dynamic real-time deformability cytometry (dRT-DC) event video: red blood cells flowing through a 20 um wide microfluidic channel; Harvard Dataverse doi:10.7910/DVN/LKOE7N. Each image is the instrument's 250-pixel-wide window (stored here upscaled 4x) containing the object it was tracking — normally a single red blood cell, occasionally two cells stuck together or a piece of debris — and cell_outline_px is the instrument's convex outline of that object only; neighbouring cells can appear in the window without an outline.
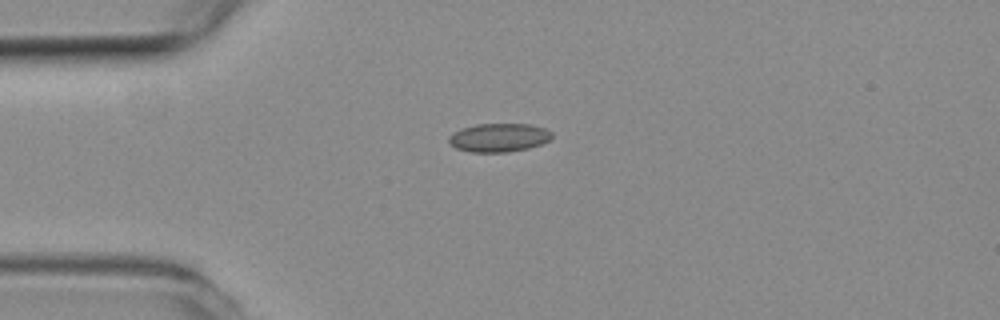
{"species": "common noctule bat (a hibernating species)", "species_latin": "Nyctalus noctula", "temperature_condition": "room temperature", "stored_images_in_passage": 42, "camera_frame_rate_fps": 3000, "um_per_image_px": 0.085, "animal": {"sex": "female", "body_mass_g": 19.3, "forearm_length_mm": 54.1}, "frame": {"image": 1, "passage_image": 1, "time_ms": 0.0, "image_size_px": [1000, 320], "cell_outline_px": [[552, 136], [548, 140], [540, 144], [528, 148], [508, 152], [472, 152], [456, 148], [448, 140], [448, 136], [452, 132], [460, 128], [476, 124], [528, 124], [544, 128], [552, 132]], "centroid_in_image_um": [42.37, 11.69], "position_along_channel_um": 42.6, "area_um2": 17.11}}
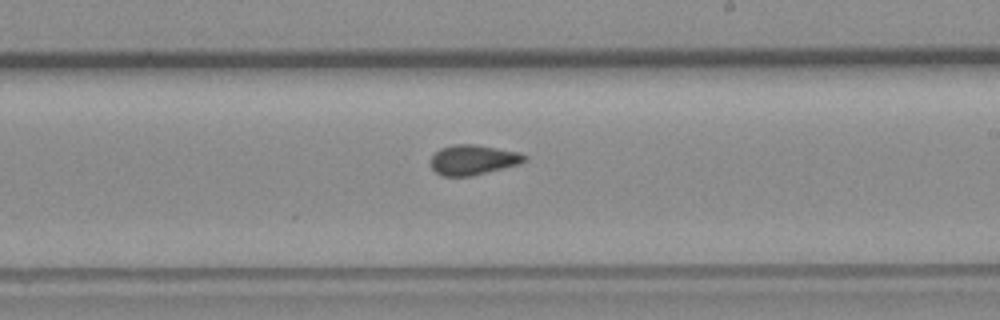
{"frame": {"image": 2, "passage_image": 19, "time_ms": 6.0, "image_size_px": [1000, 320], "cell_outline_px": [[528, 160], [520, 164], [472, 176], [444, 176], [436, 172], [432, 168], [432, 156], [440, 148], [456, 144], [476, 144], [520, 152], [528, 156]], "centroid_in_image_um": [40.27, 13.58], "position_along_channel_um": 248.7, "area_um2": 16.47}}
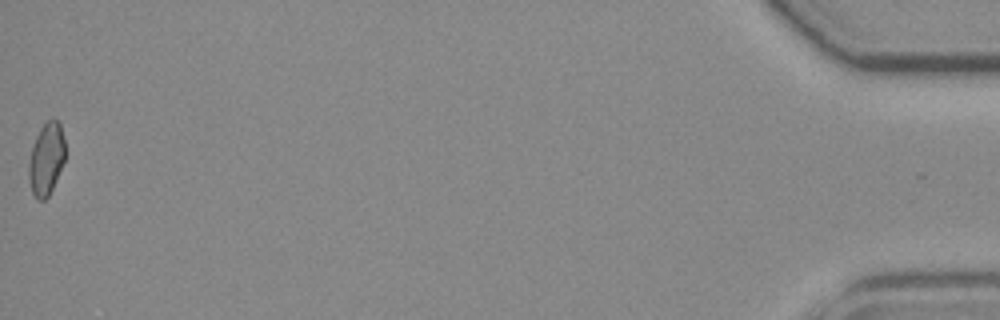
{"frame": {"image": 3, "passage_image": 42, "time_ms": 13.667, "image_size_px": [1000, 320], "cell_outline_px": [[64, 160], [52, 188], [48, 196], [44, 200], [36, 200], [32, 192], [28, 176], [28, 164], [32, 148], [36, 136], [40, 128], [52, 116], [60, 124], [64, 140]], "centroid_in_image_um": [3.92, 13.5], "position_along_channel_um": 431.3, "area_um2": 15.14}, "authors_computed_cell_mechanics": {"area_um2": 16.0973, "velocity_mm_per_s": 3.7774, "shape_relaxation_time_tau1_ms": null, "shape_relaxation_time_tau2_ms": 1.664, "deformation_change_tau1": null, "deformation_change_tau2": 0.0758}}